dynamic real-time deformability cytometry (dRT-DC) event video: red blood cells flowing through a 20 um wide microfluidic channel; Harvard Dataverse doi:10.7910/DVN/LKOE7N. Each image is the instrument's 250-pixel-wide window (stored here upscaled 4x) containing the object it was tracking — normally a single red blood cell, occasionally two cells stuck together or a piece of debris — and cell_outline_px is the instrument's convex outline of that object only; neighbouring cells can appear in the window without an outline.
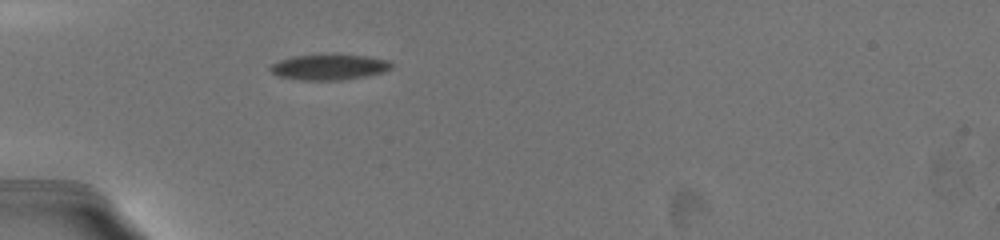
{"species": "common noctule bat (a hibernating species)", "species_latin": "Nyctalus noctula", "temperature_condition": "warm", "stored_images_in_passage": 23, "camera_frame_rate_fps": 3000, "um_per_image_px": 0.085, "animal": {"sex": "female", "body_mass_g": 19.5, "forearm_length_mm": 54.1}, "frame": {"image": 1, "passage_image": 1, "time_ms": 0.0, "image_size_px": [1000, 240], "cell_outline_px": [[392, 64], [388, 68], [380, 72], [364, 76], [340, 80], [304, 80], [280, 76], [272, 72], [272, 64], [280, 60], [296, 56], [360, 56], [384, 60]], "centroid_in_image_um": [27.92, 5.73], "position_along_channel_um": 57.1, "area_um2": 16.82}}
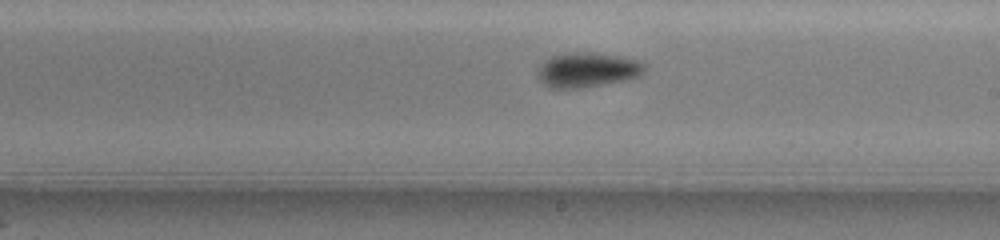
{"frame": {"image": 2, "passage_image": 9, "time_ms": 5.333, "image_size_px": [1000, 240], "cell_outline_px": [[644, 72], [636, 76], [624, 80], [580, 88], [552, 88], [544, 84], [540, 76], [540, 68], [552, 56], [568, 52], [588, 52], [620, 56], [636, 60], [644, 64]], "centroid_in_image_um": [49.95, 5.93], "position_along_channel_um": 239.0, "area_um2": 20.92}}
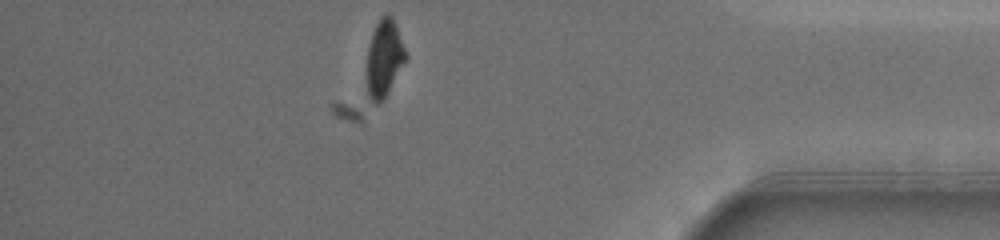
{"frame": {"image": 3, "passage_image": 19, "time_ms": 10.667, "image_size_px": [1000, 240], "cell_outline_px": [[404, 60], [384, 100], [376, 104], [372, 104], [368, 96], [368, 48], [372, 32], [380, 16], [388, 12], [392, 16], [396, 24], [404, 48]], "centroid_in_image_um": [32.63, 4.92], "position_along_channel_um": 402.6, "area_um2": 16.94}, "authors_computed_cell_mechanics": {"area_um2": 19.3052, "velocity_mm_per_s": 3.6328, "shape_relaxation_time_tau1_ms": 3.1869, "shape_relaxation_time_tau2_ms": null, "deformation_change_tau1": 0.1321, "deformation_change_tau2": null}}